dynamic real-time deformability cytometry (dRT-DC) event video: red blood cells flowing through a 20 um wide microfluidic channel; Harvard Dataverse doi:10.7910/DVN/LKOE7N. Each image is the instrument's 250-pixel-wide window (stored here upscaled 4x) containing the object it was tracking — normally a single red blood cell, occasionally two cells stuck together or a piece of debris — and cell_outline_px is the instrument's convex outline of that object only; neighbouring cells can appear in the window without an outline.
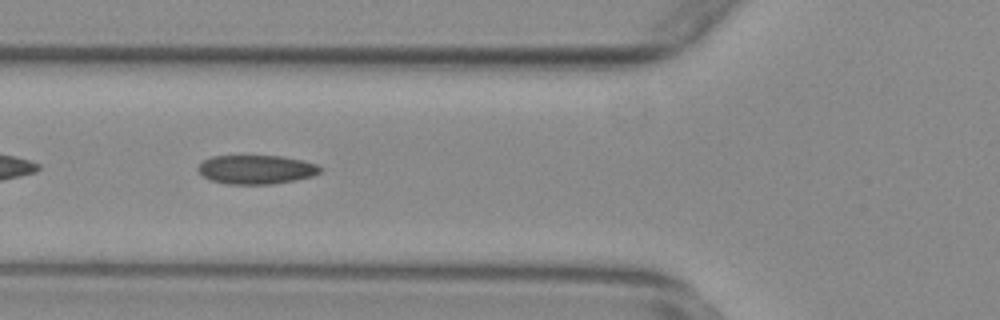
{"species": "common noctule bat (a hibernating species)", "species_latin": "Nyctalus noctula", "temperature_condition": "warm", "stored_images_in_passage": 6, "camera_frame_rate_fps": 3000, "um_per_image_px": 0.085, "animal": {"sex": "female", "body_mass_g": 29.2, "forearm_length_mm": 56.3}, "frame": {"image": 1, "passage_image": 4, "time_ms": 1.0, "image_size_px": [1000, 320], "cell_outline_px": [[324, 168], [320, 172], [312, 176], [296, 180], [272, 184], [228, 184], [208, 180], [196, 168], [204, 160], [212, 156], [280, 156], [304, 160], [316, 164]], "centroid_in_image_um": [21.8, 14.41], "position_along_channel_um": 104.0, "area_um2": 20.69}}